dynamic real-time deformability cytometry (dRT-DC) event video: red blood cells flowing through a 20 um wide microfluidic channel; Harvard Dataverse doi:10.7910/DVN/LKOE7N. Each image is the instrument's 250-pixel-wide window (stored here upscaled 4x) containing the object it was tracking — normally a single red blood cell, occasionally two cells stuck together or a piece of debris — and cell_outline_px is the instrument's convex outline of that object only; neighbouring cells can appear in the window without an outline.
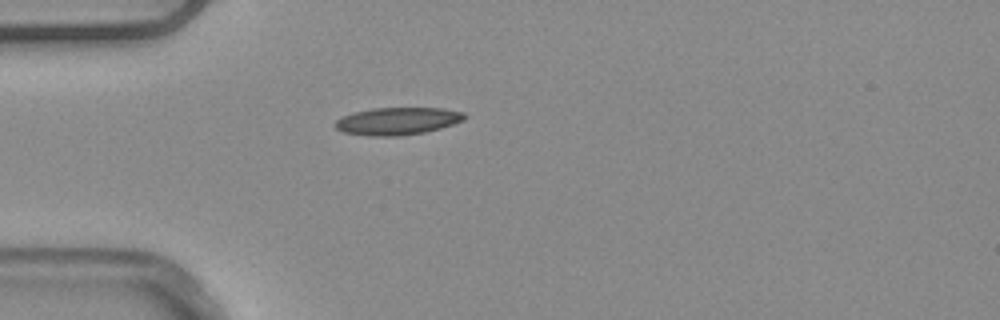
{"species": "common noctule bat (a hibernating species)", "species_latin": "Nyctalus noctula", "temperature_condition": "warm", "stored_images_in_passage": 6, "camera_frame_rate_fps": 3000, "um_per_image_px": 0.085, "animal": {"sex": "male", "body_mass_g": 20.4}, "frame": {"image": 1, "passage_image": 6, "time_ms": 1.667, "image_size_px": [1000, 320], "cell_outline_px": [[468, 116], [464, 120], [440, 128], [424, 132], [400, 136], [368, 136], [344, 132], [336, 128], [332, 124], [336, 120], [344, 116], [356, 112], [372, 108], [440, 108], [464, 112]], "centroid_in_image_um": [33.79, 10.29], "position_along_channel_um": 51.2, "area_um2": 20.63}}